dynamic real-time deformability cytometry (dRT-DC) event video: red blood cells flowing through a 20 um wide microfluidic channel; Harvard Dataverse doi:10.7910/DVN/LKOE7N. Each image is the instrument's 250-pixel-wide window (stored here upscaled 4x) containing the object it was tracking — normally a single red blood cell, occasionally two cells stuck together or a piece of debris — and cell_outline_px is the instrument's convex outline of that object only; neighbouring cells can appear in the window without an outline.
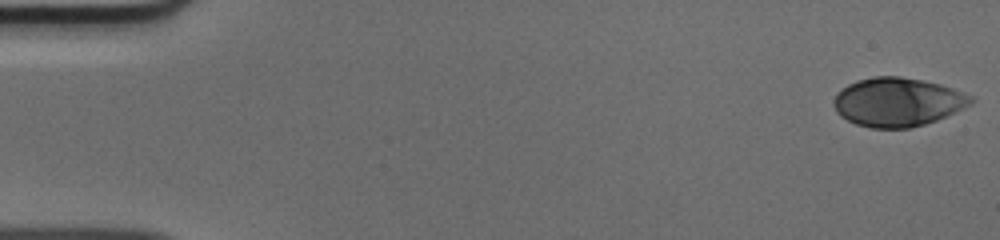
{"species": "human", "species_latin": "Homo sapiens", "temperature_condition": "cold", "stored_images_in_passage": 50, "camera_frame_rate_fps": 3000, "um_per_image_px": 0.085, "donor": {"sex": "male"}, "frame": {"image": 1, "passage_image": 1, "time_ms": 0.0, "image_size_px": [1000, 240], "cell_outline_px": [[976, 100], [972, 104], [964, 108], [936, 120], [924, 124], [908, 128], [868, 128], [856, 124], [840, 116], [836, 112], [832, 104], [832, 100], [836, 92], [848, 84], [856, 80], [872, 76], [900, 76], [940, 84], [976, 96]], "centroid_in_image_um": [76.28, 8.67], "position_along_channel_um": 8.7, "area_um2": 39.42}}
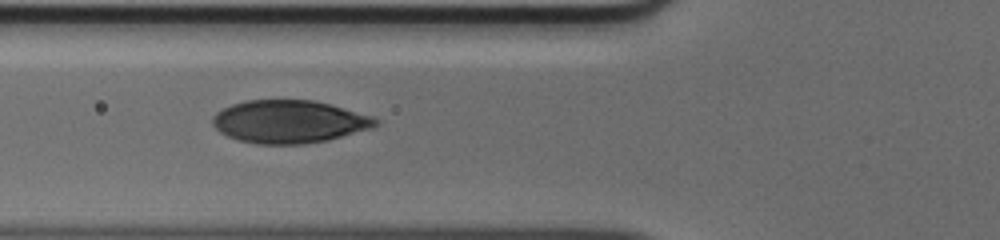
{"frame": {"image": 2, "passage_image": 19, "time_ms": 6.0, "image_size_px": [1000, 240], "cell_outline_px": [[380, 124], [372, 128], [328, 140], [304, 144], [256, 144], [236, 140], [220, 132], [212, 124], [212, 116], [216, 112], [232, 104], [244, 100], [312, 100], [328, 104], [372, 116], [380, 120]], "centroid_in_image_um": [24.56, 10.35], "position_along_channel_um": 101.2, "area_um2": 40.75}}
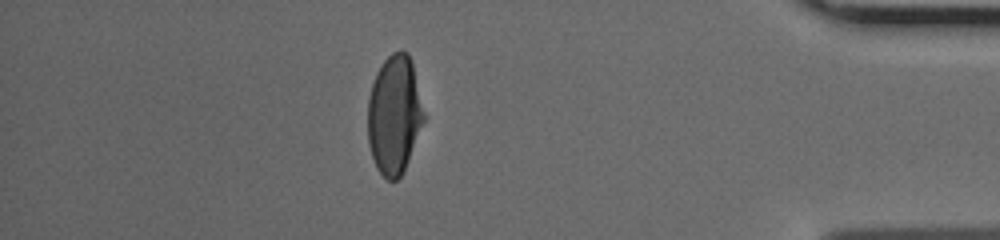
{"frame": {"image": 3, "passage_image": 44, "time_ms": 14.333, "image_size_px": [1000, 240], "cell_outline_px": [[424, 120], [408, 160], [400, 176], [396, 180], [388, 180], [376, 168], [368, 144], [368, 100], [372, 84], [376, 72], [380, 64], [392, 52], [408, 52], [412, 60], [424, 112]], "centroid_in_image_um": [33.5, 9.73], "position_along_channel_um": 401.7, "area_um2": 38.55}}